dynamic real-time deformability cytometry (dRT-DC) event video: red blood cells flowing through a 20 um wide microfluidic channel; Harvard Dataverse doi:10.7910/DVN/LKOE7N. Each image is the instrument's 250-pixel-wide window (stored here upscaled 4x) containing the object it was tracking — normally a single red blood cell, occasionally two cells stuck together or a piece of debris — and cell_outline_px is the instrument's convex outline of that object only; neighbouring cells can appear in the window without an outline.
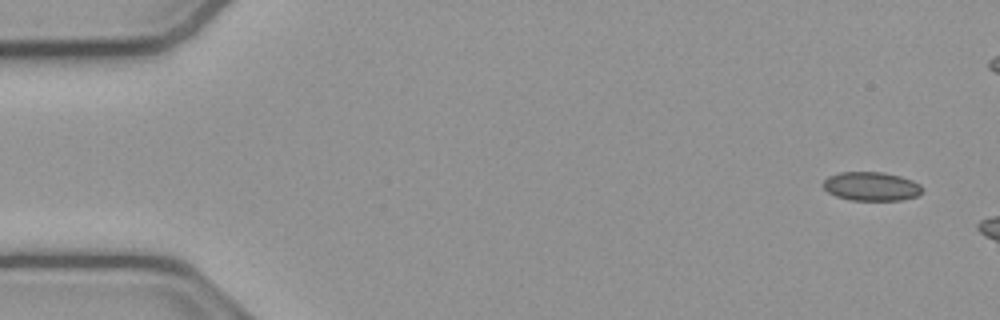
{"species": "common noctule bat (a hibernating species)", "species_latin": "Nyctalus noctula", "temperature_condition": "cold", "stored_images_in_passage": 9, "camera_frame_rate_fps": 3000, "um_per_image_px": 0.085, "animal": {"sex": "male", "body_mass_g": 23.1, "forearm_length_mm": 52.7}, "frame": {"image": 1, "passage_image": 1, "time_ms": 0.0, "image_size_px": [1000, 320], "cell_outline_px": [[924, 188], [916, 196], [900, 200], [852, 200], [836, 196], [828, 192], [820, 184], [828, 176], [840, 172], [884, 172], [900, 176], [912, 180], [920, 184]], "centroid_in_image_um": [74.04, 15.83], "position_along_channel_um": 11.0, "area_um2": 16.7}}